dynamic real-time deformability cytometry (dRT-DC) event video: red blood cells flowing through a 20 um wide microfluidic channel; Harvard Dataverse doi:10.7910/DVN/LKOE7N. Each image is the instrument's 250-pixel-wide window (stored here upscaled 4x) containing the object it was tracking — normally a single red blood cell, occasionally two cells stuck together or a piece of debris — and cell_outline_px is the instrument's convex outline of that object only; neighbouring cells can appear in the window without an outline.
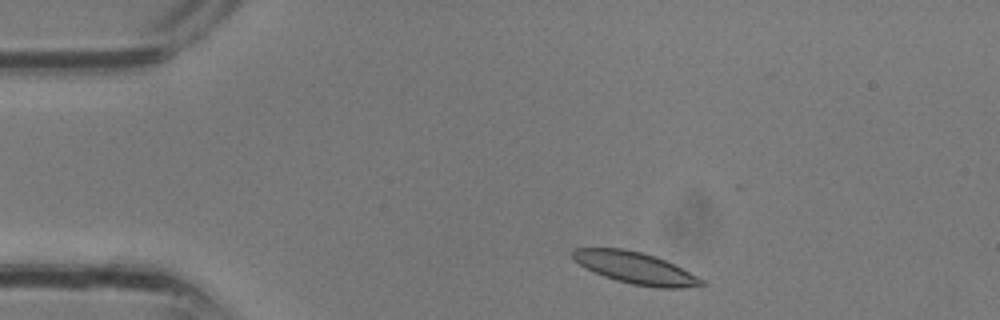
{"species": "common noctule bat (a hibernating species)", "species_latin": "Nyctalus noctula", "temperature_condition": "room temperature", "stored_images_in_passage": 28, "camera_frame_rate_fps": 3000, "um_per_image_px": 0.085, "animal": {"sex": "male", "body_mass_g": 13.3}, "frame": {"image": 1, "passage_image": 1, "time_ms": 0.0, "image_size_px": [1000, 320], "cell_outline_px": [[708, 284], [680, 288], [656, 288], [632, 284], [616, 280], [604, 276], [580, 264], [572, 256], [572, 252], [576, 248], [624, 248], [640, 252], [664, 260], [704, 280]], "centroid_in_image_um": [54.01, 22.78], "position_along_channel_um": 31.0, "area_um2": 23.24}}
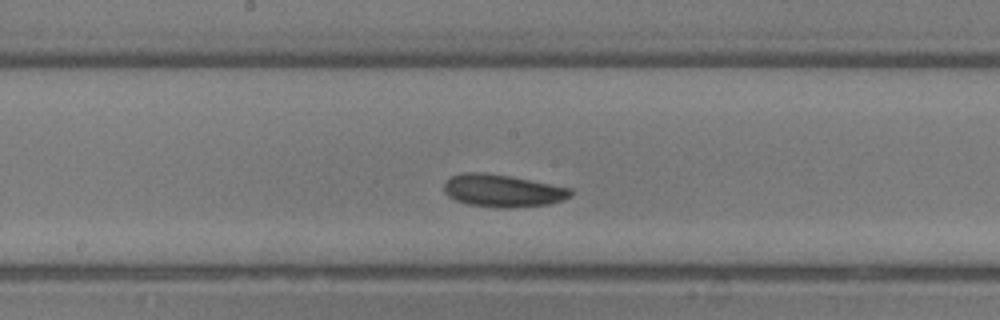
{"frame": {"image": 2, "passage_image": 12, "time_ms": 3.667, "image_size_px": [1000, 320], "cell_outline_px": [[572, 196], [564, 200], [548, 204], [508, 208], [496, 208], [468, 204], [456, 200], [448, 196], [444, 192], [444, 184], [452, 176], [464, 172], [484, 172], [508, 176], [572, 188]], "centroid_in_image_um": [42.73, 16.22], "position_along_channel_um": 205.5, "area_um2": 23.93}}
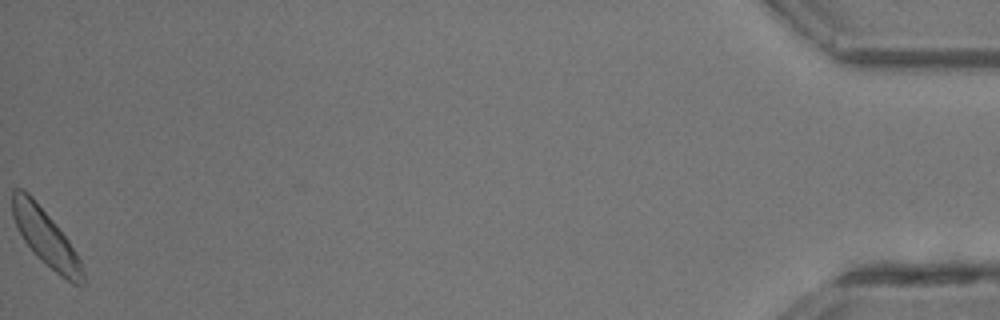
{"frame": {"image": 3, "passage_image": 28, "time_ms": 9.0, "image_size_px": [1000, 320], "cell_outline_px": [[84, 284], [72, 284], [60, 276], [36, 256], [24, 240], [12, 216], [12, 188], [20, 188], [28, 192], [32, 196], [56, 224], [68, 240], [76, 252], [80, 260], [84, 272]], "centroid_in_image_um": [3.88, 20.19], "position_along_channel_um": 431.3, "area_um2": 23.0}}